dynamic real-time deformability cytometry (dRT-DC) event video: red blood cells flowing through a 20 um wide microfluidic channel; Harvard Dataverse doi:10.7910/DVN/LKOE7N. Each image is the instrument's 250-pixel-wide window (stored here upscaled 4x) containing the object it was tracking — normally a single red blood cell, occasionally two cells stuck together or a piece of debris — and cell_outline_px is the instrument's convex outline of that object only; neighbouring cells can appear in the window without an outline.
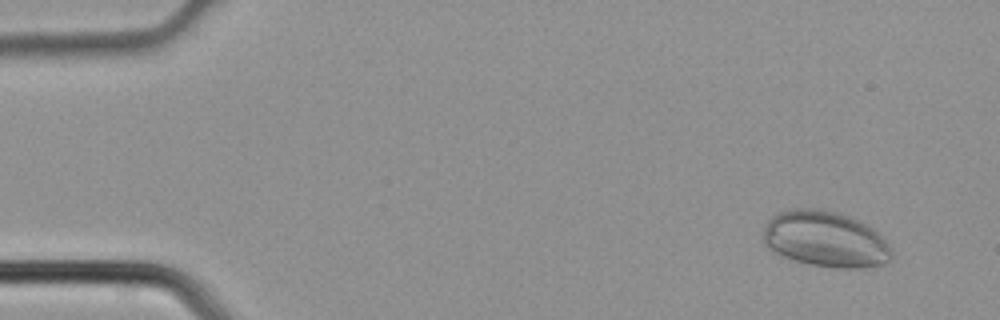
{"species": "common noctule bat (a hibernating species)", "species_latin": "Nyctalus noctula", "temperature_condition": "cold", "stored_images_in_passage": 4, "camera_frame_rate_fps": 3000, "um_per_image_px": 0.085, "animal": {"sex": "male", "body_mass_g": 21.5, "forearm_length_mm": 52.0}, "frame": {"image": 1, "passage_image": 1, "time_ms": 0.0, "image_size_px": [1000, 320], "cell_outline_px": [[892, 256], [884, 264], [864, 268], [836, 268], [812, 264], [780, 256], [772, 252], [764, 244], [764, 224], [776, 212], [788, 208], [820, 208], [836, 212], [860, 220], [872, 228], [892, 248]], "centroid_in_image_um": [70.12, 20.31], "position_along_channel_um": 14.9, "area_um2": 42.19}}